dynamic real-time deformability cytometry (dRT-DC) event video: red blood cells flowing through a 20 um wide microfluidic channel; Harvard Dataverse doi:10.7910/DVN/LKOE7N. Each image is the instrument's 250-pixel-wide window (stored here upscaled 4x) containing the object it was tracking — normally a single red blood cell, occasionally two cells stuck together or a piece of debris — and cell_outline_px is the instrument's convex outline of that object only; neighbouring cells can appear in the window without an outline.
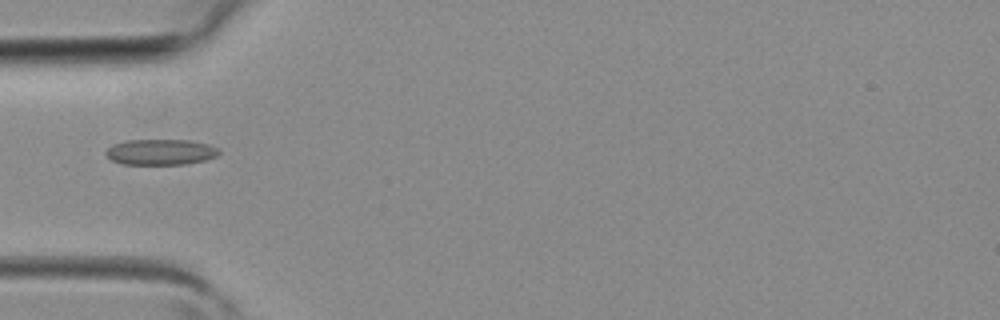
{"species": "common noctule bat (a hibernating species)", "species_latin": "Nyctalus noctula", "temperature_condition": "room temperature", "stored_images_in_passage": 3, "camera_frame_rate_fps": 3000, "um_per_image_px": 0.085, "animal": {"sex": "female", "body_mass_g": 19.3, "forearm_length_mm": 54.1}, "frame": {"image": 1, "passage_image": 3, "time_ms": 0.667, "image_size_px": [1000, 320], "cell_outline_px": [[220, 152], [216, 156], [204, 160], [184, 164], [120, 164], [112, 160], [104, 152], [112, 144], [124, 140], [188, 140], [208, 144], [216, 148]], "centroid_in_image_um": [13.6, 12.92], "position_along_channel_um": 71.4, "area_um2": 16.88}}